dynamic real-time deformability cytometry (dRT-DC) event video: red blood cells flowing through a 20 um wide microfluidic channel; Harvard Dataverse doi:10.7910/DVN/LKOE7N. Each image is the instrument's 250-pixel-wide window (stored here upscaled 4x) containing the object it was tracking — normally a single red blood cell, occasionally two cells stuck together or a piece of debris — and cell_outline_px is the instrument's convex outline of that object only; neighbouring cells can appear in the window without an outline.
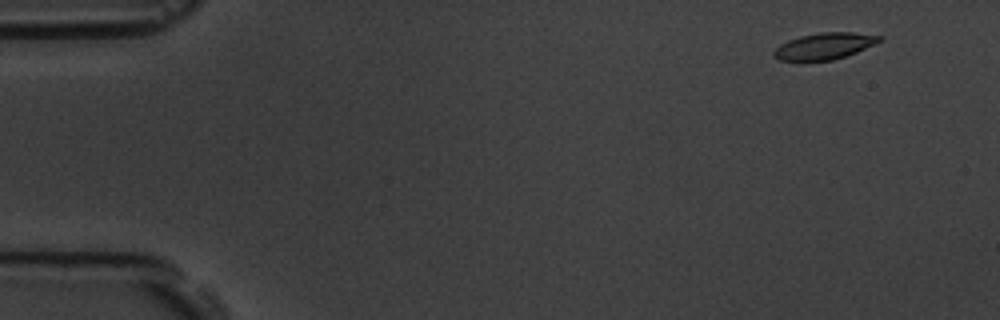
{"species": "common noctule bat (a hibernating species)", "species_latin": "Nyctalus noctula", "temperature_condition": "room temperature", "stored_images_in_passage": 7, "camera_frame_rate_fps": 3000, "um_per_image_px": 0.085, "animal": {"sex": "male", "body_mass_g": 19.5, "forearm_length_mm": 54.6}, "frame": {"image": 1, "passage_image": 2, "time_ms": 1.0, "image_size_px": [1000, 320], "cell_outline_px": [[884, 40], [856, 52], [832, 60], [780, 60], [772, 56], [772, 52], [780, 44], [788, 40], [800, 36], [820, 32], [852, 32], [884, 36]], "centroid_in_image_um": [70.09, 3.9], "position_along_channel_um": 14.9, "area_um2": 16.24}}
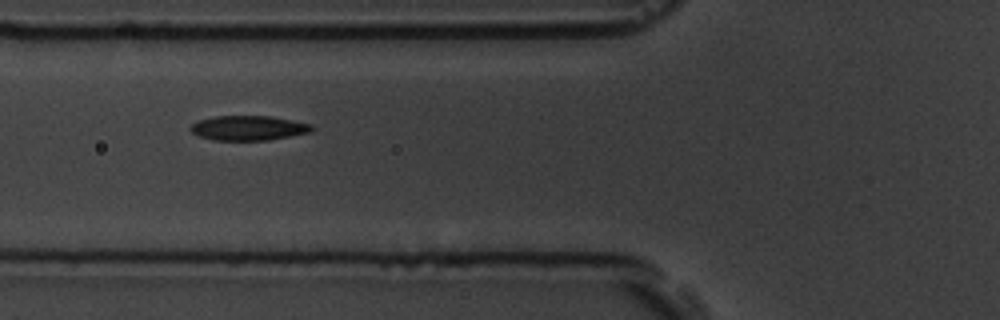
{"frame": {"image": 2, "passage_image": 6, "time_ms": 6.667, "image_size_px": [1000, 320], "cell_outline_px": [[316, 128], [312, 132], [268, 140], [212, 140], [200, 136], [192, 132], [188, 128], [192, 124], [200, 120], [216, 116], [272, 116], [312, 124]], "centroid_in_image_um": [21.16, 10.88], "position_along_channel_um": 104.6, "area_um2": 17.51}}
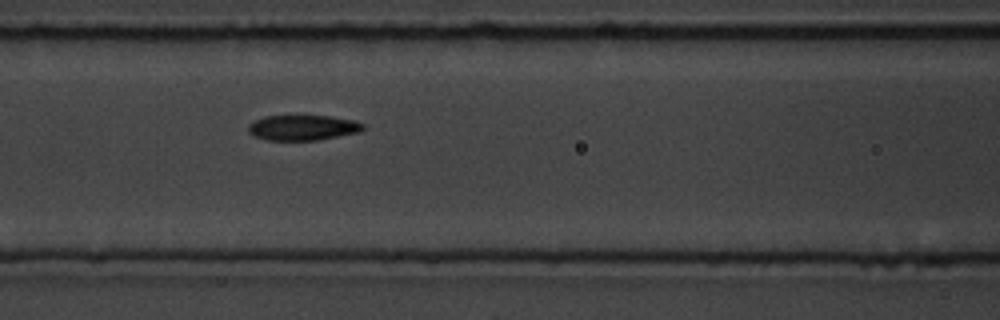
{"frame": {"image": 3, "passage_image": 7, "time_ms": 7.667, "image_size_px": [1000, 320], "cell_outline_px": [[364, 128], [360, 132], [320, 140], [268, 140], [256, 136], [248, 132], [248, 124], [264, 116], [296, 112], [328, 116], [352, 120], [364, 124]], "centroid_in_image_um": [25.71, 10.8], "position_along_channel_um": 140.9, "area_um2": 17.74}}